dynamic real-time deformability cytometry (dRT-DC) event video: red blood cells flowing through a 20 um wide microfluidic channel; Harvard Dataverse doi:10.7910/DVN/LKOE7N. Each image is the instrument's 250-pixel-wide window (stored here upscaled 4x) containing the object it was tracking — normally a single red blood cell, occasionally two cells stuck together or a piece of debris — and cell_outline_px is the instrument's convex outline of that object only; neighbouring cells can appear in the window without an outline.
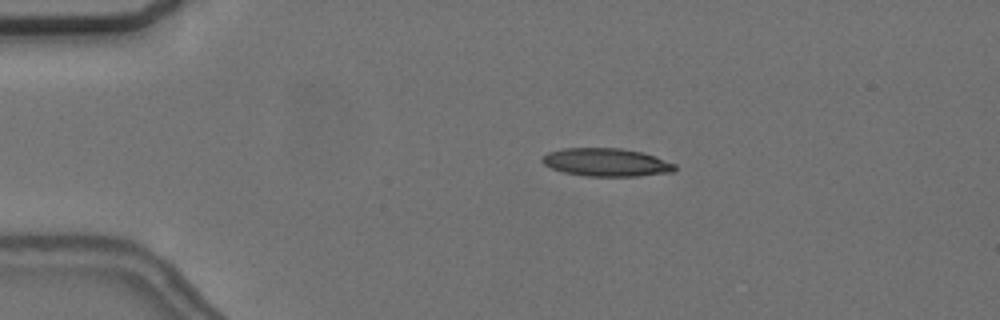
{"species": "common noctule bat (a hibernating species)", "species_latin": "Nyctalus noctula", "temperature_condition": "cold", "stored_images_in_passage": 47, "camera_frame_rate_fps": 3000, "um_per_image_px": 0.085, "animal": {"sex": "female", "body_mass_g": 24.6, "forearm_length_mm": 56.2}, "frame": {"image": 1, "passage_image": 3, "time_ms": 0.667, "image_size_px": [1000, 320], "cell_outline_px": [[676, 168], [672, 172], [636, 176], [588, 176], [564, 172], [552, 168], [544, 164], [540, 160], [548, 152], [560, 148], [620, 148], [644, 152], [676, 164]], "centroid_in_image_um": [51.54, 13.79], "position_along_channel_um": 33.5, "area_um2": 21.68}}
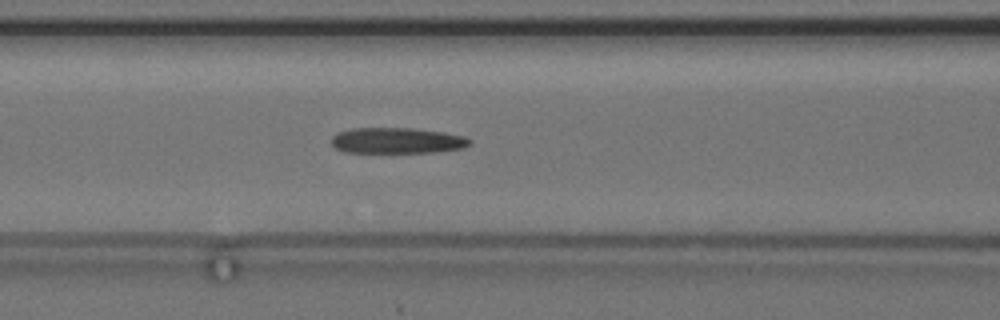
{"frame": {"image": 2, "passage_image": 15, "time_ms": 4.667, "image_size_px": [1000, 320], "cell_outline_px": [[472, 144], [464, 148], [436, 152], [344, 152], [336, 148], [332, 144], [332, 136], [336, 132], [352, 128], [412, 128], [444, 132], [464, 136], [472, 140]], "centroid_in_image_um": [33.77, 11.94], "position_along_channel_um": 132.8, "area_um2": 20.92}}
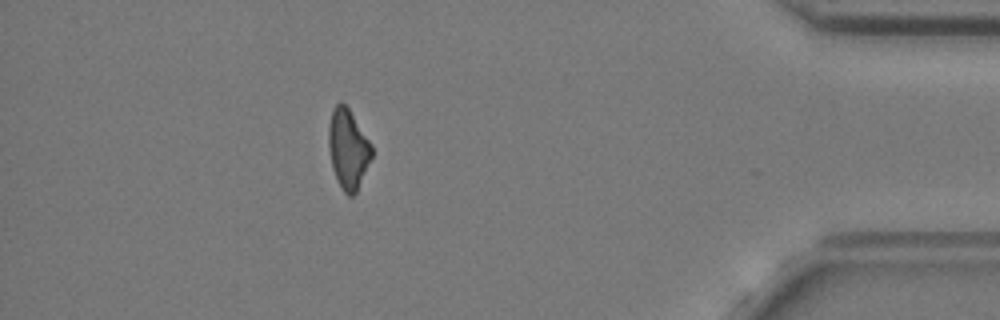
{"frame": {"image": 3, "passage_image": 41, "time_ms": 13.333, "image_size_px": [1000, 320], "cell_outline_px": [[372, 156], [356, 192], [352, 196], [348, 196], [344, 192], [332, 168], [328, 148], [328, 128], [332, 108], [340, 100], [348, 108], [372, 144]], "centroid_in_image_um": [29.57, 12.63], "position_along_channel_um": 405.6, "area_um2": 19.88}}